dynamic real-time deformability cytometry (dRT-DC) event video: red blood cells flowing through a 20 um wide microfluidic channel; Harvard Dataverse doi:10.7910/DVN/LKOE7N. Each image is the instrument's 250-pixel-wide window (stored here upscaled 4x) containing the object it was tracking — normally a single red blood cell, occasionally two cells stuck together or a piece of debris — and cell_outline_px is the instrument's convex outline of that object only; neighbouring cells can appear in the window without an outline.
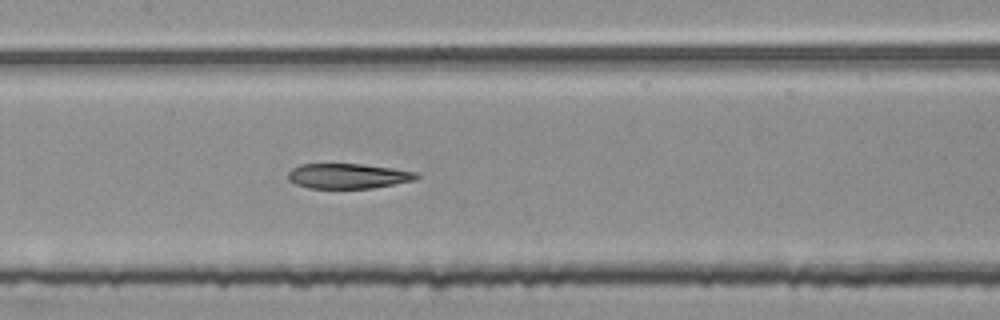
{"species": "common noctule bat (a hibernating species)", "species_latin": "Nyctalus noctula", "temperature_condition": "room temperature", "stored_images_in_passage": 54, "segment_of_instrument_passage": [2, 2], "camera_frame_rate_fps": 3000, "um_per_image_px": 0.085, "animal": {"sex": "female", "body_mass_g": 25.1}, "frame": {"image": 1, "passage_image": 26, "time_ms": 8.333, "image_size_px": [1000, 320], "cell_outline_px": [[420, 176], [416, 180], [372, 188], [308, 188], [296, 184], [288, 180], [288, 172], [292, 168], [300, 164], [364, 164], [392, 168], [416, 172]], "centroid_in_image_um": [29.58, 14.96], "position_along_channel_um": 177.8, "area_um2": 18.79}}
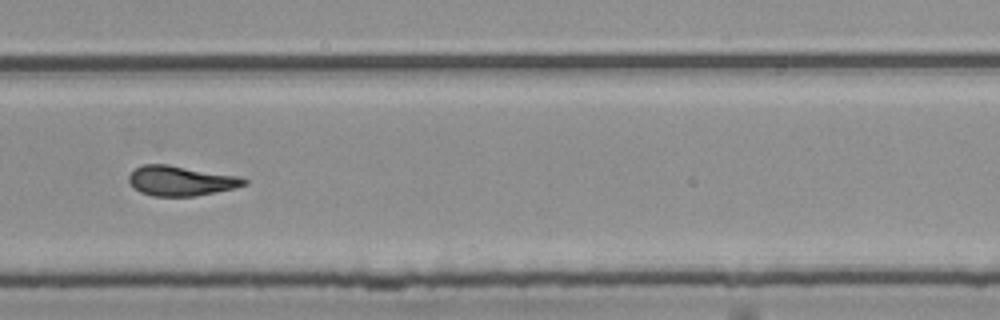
{"frame": {"image": 2, "passage_image": 37, "time_ms": 12.0, "image_size_px": [1000, 320], "cell_outline_px": [[248, 184], [216, 192], [196, 196], [152, 196], [140, 192], [132, 188], [128, 180], [128, 176], [136, 168], [144, 164], [168, 164], [236, 176], [248, 180]], "centroid_in_image_um": [15.32, 15.37], "position_along_channel_um": 314.5, "area_um2": 20.0}}
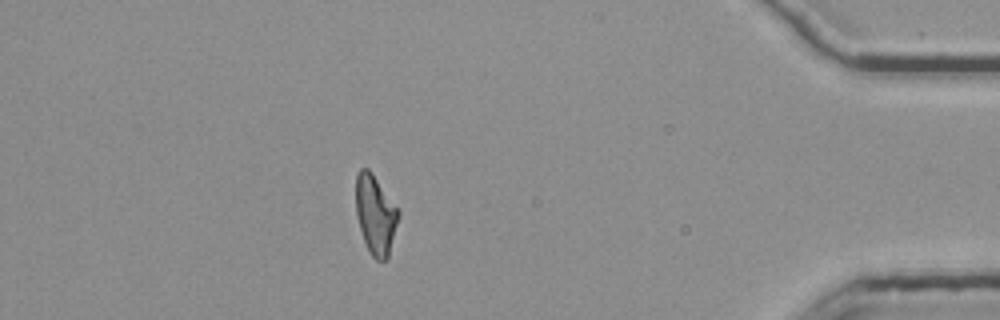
{"frame": {"image": 3, "passage_image": 48, "time_ms": 15.667, "image_size_px": [1000, 320], "cell_outline_px": [[400, 216], [388, 260], [376, 260], [372, 256], [364, 240], [356, 216], [356, 176], [360, 168], [368, 168], [372, 172], [400, 212]], "centroid_in_image_um": [31.93, 18.26], "position_along_channel_um": 403.3, "area_um2": 19.71}}